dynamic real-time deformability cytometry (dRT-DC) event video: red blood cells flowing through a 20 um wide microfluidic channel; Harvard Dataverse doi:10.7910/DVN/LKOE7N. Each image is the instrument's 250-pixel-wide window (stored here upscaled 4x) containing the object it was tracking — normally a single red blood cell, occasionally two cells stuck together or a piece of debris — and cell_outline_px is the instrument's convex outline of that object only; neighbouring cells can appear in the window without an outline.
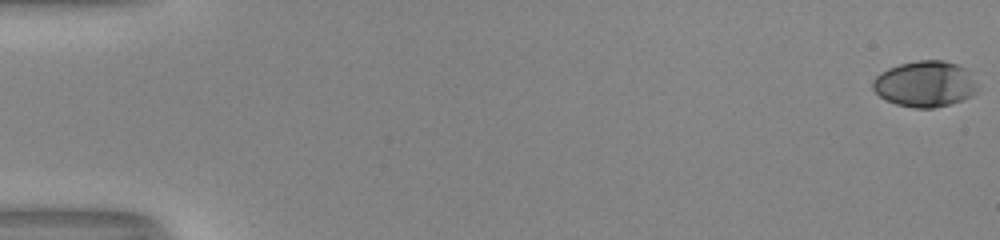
{"species": "human", "species_latin": "Homo sapiens", "temperature_condition": "room temperature", "stored_images_in_passage": 55, "camera_frame_rate_fps": 3000, "um_per_image_px": 0.085, "donor": {"sex": "male"}, "frame": {"image": 1, "passage_image": 1, "time_ms": 0.0, "image_size_px": [1000, 240], "cell_outline_px": [[976, 92], [972, 96], [948, 104], [932, 108], [916, 108], [896, 104], [880, 96], [872, 88], [872, 80], [880, 72], [888, 68], [900, 64], [916, 60], [944, 60], [956, 64], [964, 68], [972, 80], [976, 88]], "centroid_in_image_um": [78.56, 7.13], "position_along_channel_um": 6.4, "area_um2": 27.63}}
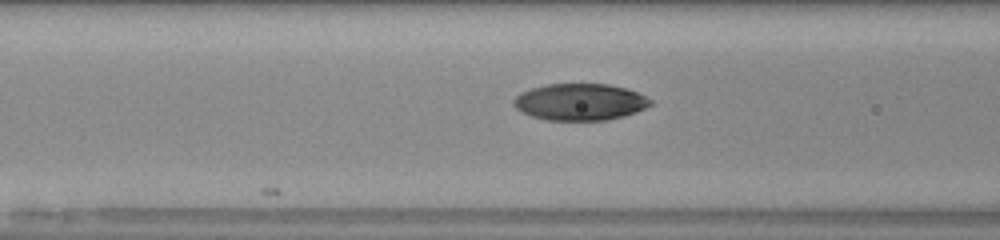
{"frame": {"image": 2, "passage_image": 24, "time_ms": 7.667, "image_size_px": [1000, 240], "cell_outline_px": [[652, 104], [636, 112], [624, 116], [608, 120], [548, 120], [532, 116], [520, 112], [512, 104], [512, 100], [520, 92], [544, 84], [608, 84], [628, 88], [652, 100]], "centroid_in_image_um": [49.27, 8.66], "position_along_channel_um": 117.3, "area_um2": 29.42}}
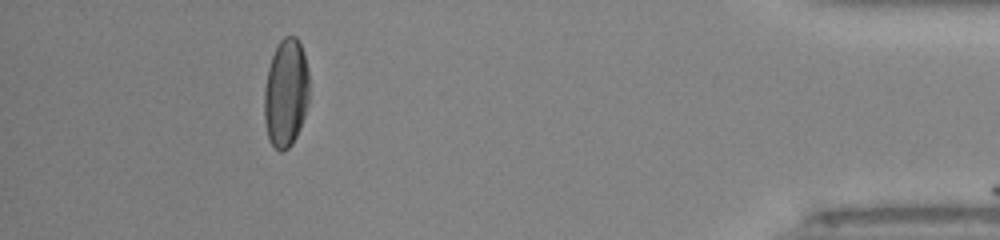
{"frame": {"image": 3, "passage_image": 50, "time_ms": 16.333, "image_size_px": [1000, 240], "cell_outline_px": [[308, 100], [304, 116], [300, 128], [292, 144], [284, 152], [280, 152], [268, 140], [264, 120], [264, 88], [268, 68], [272, 56], [280, 40], [284, 36], [296, 36], [304, 52], [308, 72]], "centroid_in_image_um": [24.29, 7.92], "position_along_channel_um": 410.9, "area_um2": 28.5}, "authors_computed_cell_mechanics": {"area_um2": 29.189, "velocity_mm_per_s": 4.0314, "shape_relaxation_time_tau1_ms": 5.1969, "shape_relaxation_time_tau2_ms": 0.9463, "deformation_change_tau1": 0.2015, "deformation_change_tau2": 0.0442}}